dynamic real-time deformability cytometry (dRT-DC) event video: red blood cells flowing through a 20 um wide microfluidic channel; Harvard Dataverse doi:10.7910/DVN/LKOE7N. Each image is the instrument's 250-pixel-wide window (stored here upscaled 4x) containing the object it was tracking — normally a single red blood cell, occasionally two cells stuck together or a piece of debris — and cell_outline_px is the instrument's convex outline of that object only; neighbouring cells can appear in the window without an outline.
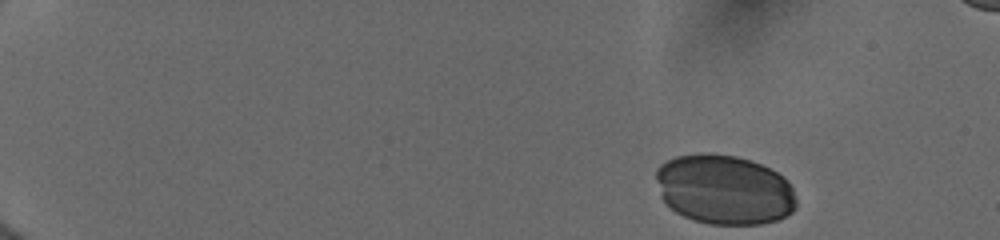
{"species": "human", "species_latin": "Homo sapiens", "temperature_condition": "cold", "stored_images_in_passage": 47, "camera_frame_rate_fps": 3000, "um_per_image_px": 0.085, "donor": {"sex": "female"}, "frame": {"image": 1, "passage_image": 1, "time_ms": 0.0, "image_size_px": [1000, 240], "cell_outline_px": [[796, 208], [792, 212], [776, 220], [760, 224], [708, 224], [692, 220], [676, 212], [660, 196], [656, 180], [656, 168], [660, 164], [676, 156], [700, 152], [712, 152], [736, 156], [760, 164], [784, 176], [788, 180], [792, 188], [796, 200]], "centroid_in_image_um": [61.55, 16.1], "position_along_channel_um": 23.5, "area_um2": 57.34}}